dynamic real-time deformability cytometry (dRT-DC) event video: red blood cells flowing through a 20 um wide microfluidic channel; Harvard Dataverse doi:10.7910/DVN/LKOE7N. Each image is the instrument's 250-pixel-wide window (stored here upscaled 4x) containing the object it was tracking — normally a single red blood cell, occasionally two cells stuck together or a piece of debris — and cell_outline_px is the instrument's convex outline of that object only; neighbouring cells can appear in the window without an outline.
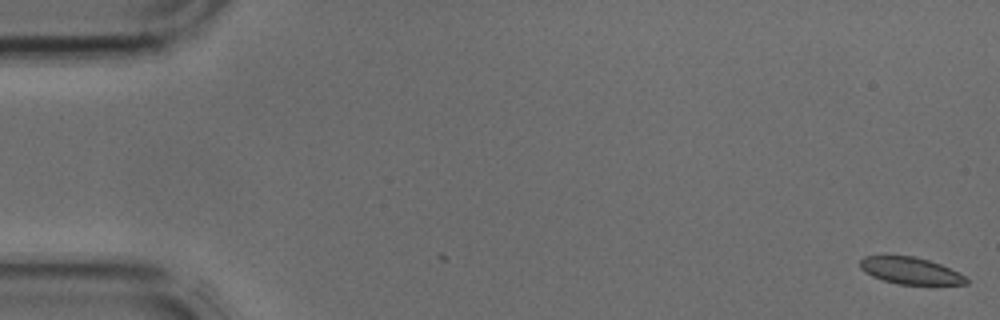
{"species": "common noctule bat (a hibernating species)", "species_latin": "Nyctalus noctula", "temperature_condition": "cold", "stored_images_in_passage": 43, "camera_frame_rate_fps": 3000, "um_per_image_px": 0.085, "animal": {"sex": "male", "body_mass_g": 17.9, "forearm_length_mm": 54.2}, "frame": {"image": 1, "passage_image": 1, "time_ms": 0.0, "image_size_px": [1000, 320], "cell_outline_px": [[968, 284], [900, 284], [884, 280], [872, 276], [864, 272], [860, 268], [860, 260], [864, 256], [916, 256], [940, 264], [964, 276], [968, 280]], "centroid_in_image_um": [77.34, 23.0], "position_along_channel_um": 7.7, "area_um2": 16.3}}
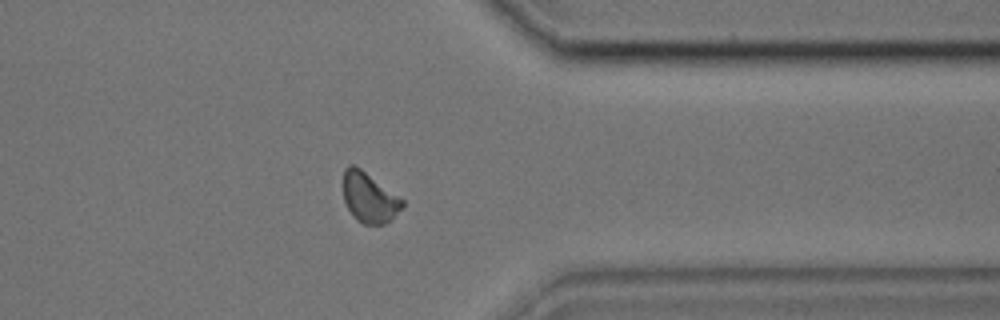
{"frame": {"image": 2, "passage_image": 34, "time_ms": 11.0, "image_size_px": [1000, 320], "cell_outline_px": [[404, 204], [384, 224], [364, 224], [356, 220], [348, 208], [344, 200], [344, 168], [348, 164], [352, 164], [360, 168], [404, 200]], "centroid_in_image_um": [31.35, 16.77], "position_along_channel_um": 380.1, "area_um2": 16.76}}
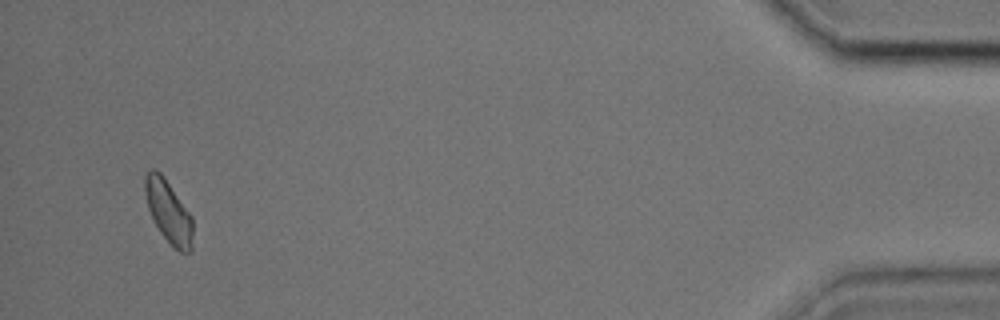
{"frame": {"image": 3, "passage_image": 41, "time_ms": 13.333, "image_size_px": [1000, 320], "cell_outline_px": [[192, 252], [180, 252], [172, 248], [160, 232], [148, 208], [144, 192], [144, 176], [152, 168], [156, 168], [164, 176], [192, 216]], "centroid_in_image_um": [14.32, 17.99], "position_along_channel_um": 420.9, "area_um2": 17.57}}